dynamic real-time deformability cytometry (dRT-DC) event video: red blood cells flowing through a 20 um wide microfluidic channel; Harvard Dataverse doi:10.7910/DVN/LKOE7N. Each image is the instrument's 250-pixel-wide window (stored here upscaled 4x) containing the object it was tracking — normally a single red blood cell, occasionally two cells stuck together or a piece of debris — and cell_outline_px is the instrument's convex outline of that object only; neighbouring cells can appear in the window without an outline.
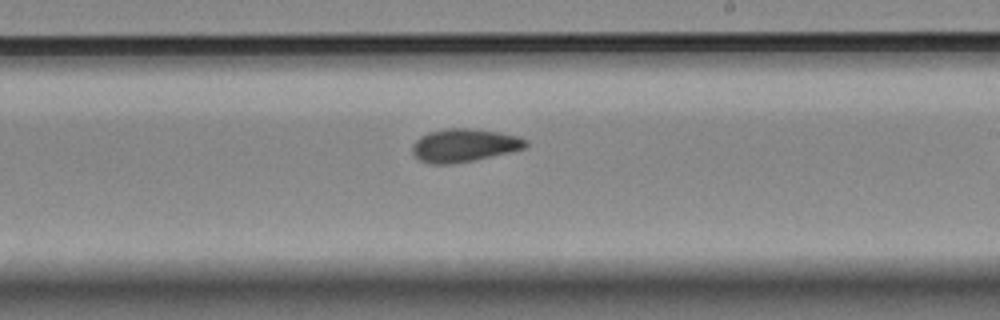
{"species": "Egyptian fruit bat (a non-hibernating species)", "species_latin": "Rousettus aegyptiacus", "temperature_condition": "room temperature", "stored_images_in_passage": 9, "camera_frame_rate_fps": 3000, "um_per_image_px": 0.085, "animal": {"sex": "female"}, "frame": {"image": 1, "passage_image": 8, "time_ms": 9.333, "image_size_px": [1000, 320], "cell_outline_px": [[528, 144], [524, 148], [508, 152], [472, 160], [448, 164], [428, 164], [420, 160], [412, 152], [412, 144], [420, 136], [428, 132], [444, 128], [468, 128], [496, 132], [520, 136], [528, 140]], "centroid_in_image_um": [39.42, 12.34], "position_along_channel_um": 249.6, "area_um2": 21.73}}